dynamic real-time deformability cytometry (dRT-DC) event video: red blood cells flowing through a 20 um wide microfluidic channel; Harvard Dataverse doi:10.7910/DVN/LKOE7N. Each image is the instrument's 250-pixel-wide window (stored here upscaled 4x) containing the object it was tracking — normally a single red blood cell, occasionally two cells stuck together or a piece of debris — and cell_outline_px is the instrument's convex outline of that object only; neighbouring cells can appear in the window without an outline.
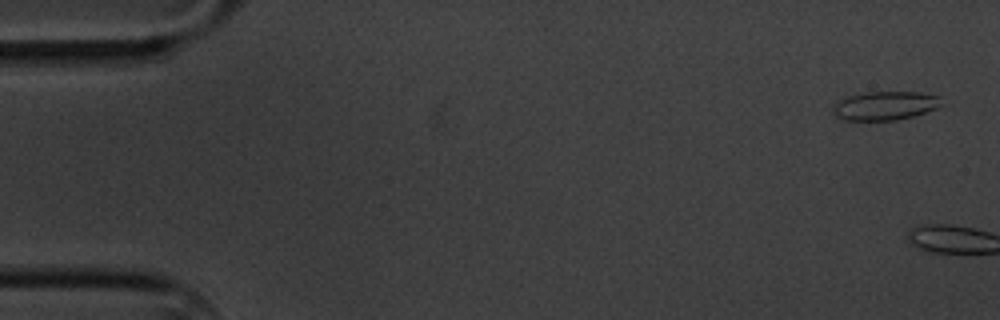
{"species": "common noctule bat (a hibernating species)", "species_latin": "Nyctalus noctula", "temperature_condition": "cold", "stored_images_in_passage": 7, "camera_frame_rate_fps": 3000, "um_per_image_px": 0.085, "animal": {"sex": "male", "body_mass_g": 20.1, "forearm_length_mm": 53.5}, "frame": {"image": 1, "passage_image": 1, "time_ms": 0.0, "image_size_px": [1000, 320], "cell_outline_px": [[940, 104], [936, 108], [912, 116], [896, 120], [844, 120], [836, 116], [832, 112], [832, 104], [836, 100], [848, 96], [868, 92], [920, 92], [940, 96]], "centroid_in_image_um": [75.15, 8.98], "position_along_channel_um": 9.8, "area_um2": 18.15}}